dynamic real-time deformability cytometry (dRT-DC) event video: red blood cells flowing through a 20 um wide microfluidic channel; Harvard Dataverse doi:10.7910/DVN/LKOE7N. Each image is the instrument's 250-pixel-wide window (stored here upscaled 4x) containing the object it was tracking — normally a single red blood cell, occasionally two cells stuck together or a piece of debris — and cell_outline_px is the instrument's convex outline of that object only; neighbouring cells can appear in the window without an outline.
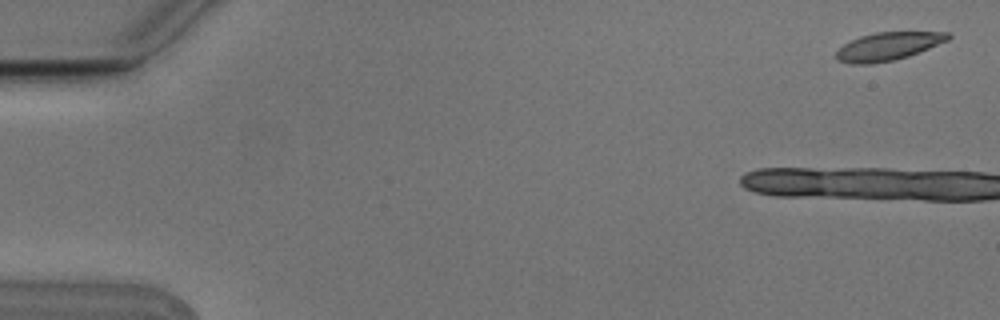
{"species": "Egyptian fruit bat (a non-hibernating species)", "species_latin": "Rousettus aegyptiacus", "temperature_condition": "cold", "stored_images_in_passage": 4, "camera_frame_rate_fps": 3000, "um_per_image_px": 0.085, "animal": {"sex": "male"}, "frame": {"image": 1, "passage_image": 1, "time_ms": 0.0, "image_size_px": [1000, 320], "cell_outline_px": [[952, 36], [948, 40], [908, 56], [892, 60], [868, 64], [852, 64], [836, 60], [832, 56], [844, 44], [860, 36], [876, 32], [948, 32]], "centroid_in_image_um": [75.44, 3.94], "position_along_channel_um": 9.6, "area_um2": 18.15}}